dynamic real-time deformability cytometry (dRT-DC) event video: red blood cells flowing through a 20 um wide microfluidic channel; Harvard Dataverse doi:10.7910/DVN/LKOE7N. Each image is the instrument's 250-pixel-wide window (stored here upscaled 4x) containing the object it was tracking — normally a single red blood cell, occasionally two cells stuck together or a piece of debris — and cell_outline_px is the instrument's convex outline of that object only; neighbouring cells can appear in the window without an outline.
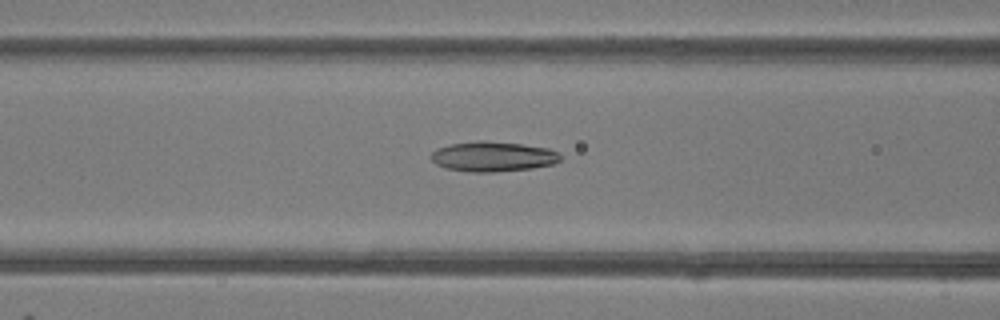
{"species": "common noctule bat (a hibernating species)", "species_latin": "Nyctalus noctula", "temperature_condition": "room temperature", "stored_images_in_passage": 46, "camera_frame_rate_fps": 3000, "um_per_image_px": 0.085, "animal": {"sex": "female"}, "frame": {"image": 1, "passage_image": 20, "time_ms": 6.333, "image_size_px": [1000, 320], "cell_outline_px": [[560, 160], [552, 164], [532, 168], [492, 172], [468, 172], [444, 168], [436, 164], [428, 156], [436, 148], [452, 144], [476, 140], [484, 140], [520, 144], [548, 148], [560, 152]], "centroid_in_image_um": [41.86, 13.3], "position_along_channel_um": 124.7, "area_um2": 22.77}}
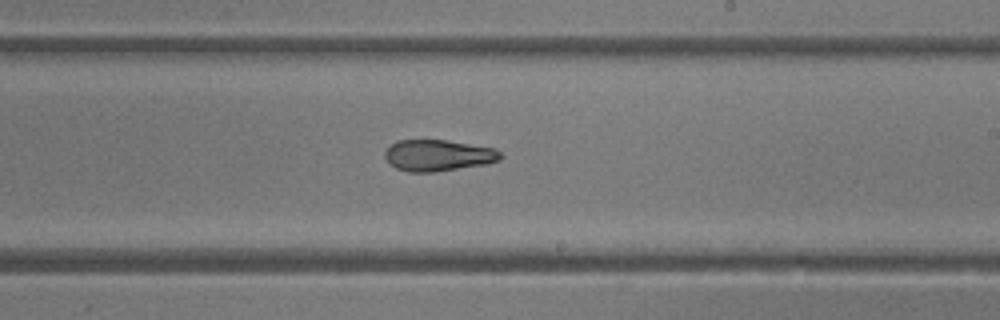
{"frame": {"image": 2, "passage_image": 29, "time_ms": 9.333, "image_size_px": [1000, 320], "cell_outline_px": [[504, 156], [500, 160], [488, 164], [436, 172], [408, 172], [396, 168], [384, 156], [384, 152], [396, 140], [448, 140], [496, 148]], "centroid_in_image_um": [37.29, 13.21], "position_along_channel_um": 251.7, "area_um2": 21.33}}
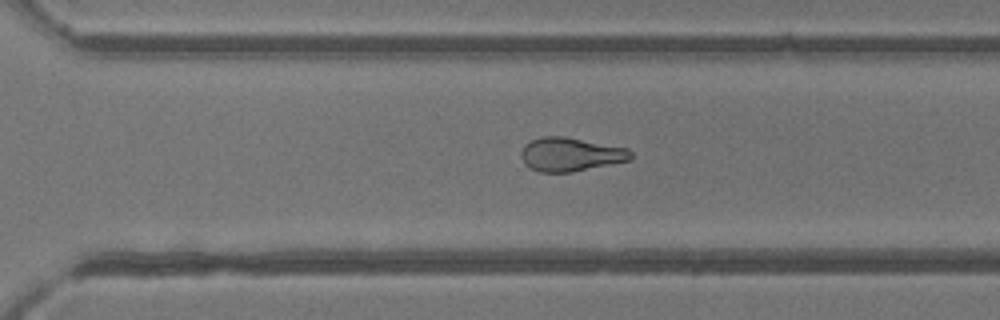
{"frame": {"image": 3, "passage_image": 34, "time_ms": 11.0, "image_size_px": [1000, 320], "cell_outline_px": [[632, 160], [572, 172], [540, 172], [524, 164], [520, 156], [520, 152], [524, 144], [540, 136], [564, 136], [628, 148], [632, 152]], "centroid_in_image_um": [48.49, 13.12], "position_along_channel_um": 322.1, "area_um2": 21.73}}